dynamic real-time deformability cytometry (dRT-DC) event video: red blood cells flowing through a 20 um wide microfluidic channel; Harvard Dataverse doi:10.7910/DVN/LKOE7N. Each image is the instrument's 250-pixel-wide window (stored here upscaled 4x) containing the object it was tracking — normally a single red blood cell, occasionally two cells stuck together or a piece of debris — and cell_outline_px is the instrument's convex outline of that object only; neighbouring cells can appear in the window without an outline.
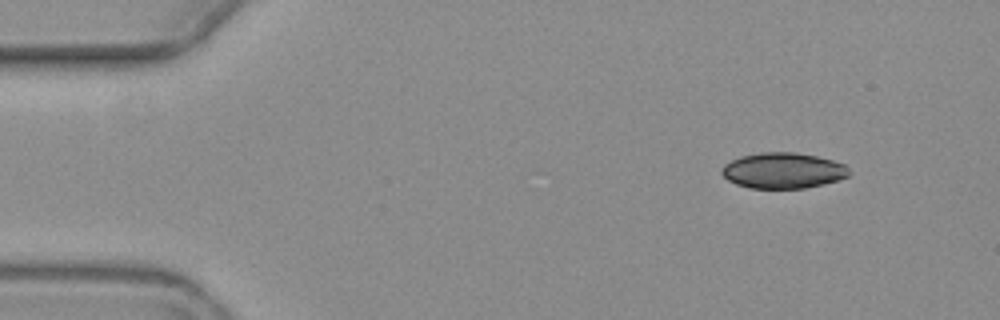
{"species": "common noctule bat (a hibernating species)", "species_latin": "Nyctalus noctula", "temperature_condition": "warm", "stored_images_in_passage": 4, "camera_frame_rate_fps": 3000, "um_per_image_px": 0.085, "animal": {"sex": "female", "body_mass_g": 19.3, "forearm_length_mm": 54.1}, "frame": {"image": 1, "passage_image": 1, "time_ms": 0.0, "image_size_px": [1000, 320], "cell_outline_px": [[848, 176], [824, 184], [804, 188], [748, 188], [736, 184], [728, 180], [720, 172], [724, 164], [740, 156], [760, 152], [792, 152], [816, 156], [832, 160], [844, 164], [848, 168]], "centroid_in_image_um": [66.52, 14.49], "position_along_channel_um": 18.5, "area_um2": 26.41}}
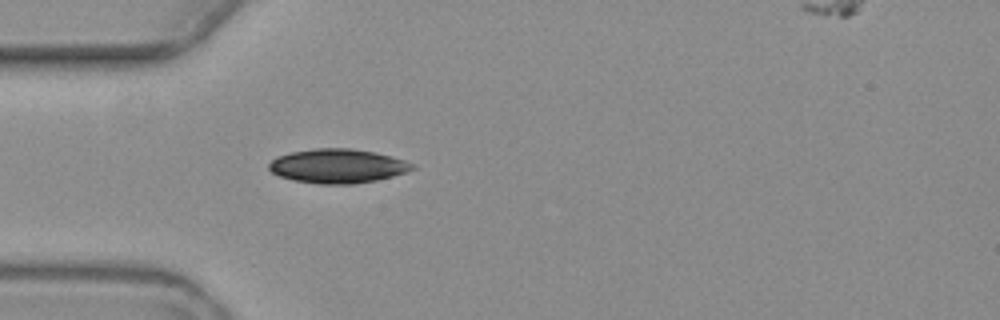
{"frame": {"image": 2, "passage_image": 4, "time_ms": 3.667, "image_size_px": [1000, 320], "cell_outline_px": [[416, 168], [392, 176], [376, 180], [352, 184], [320, 184], [292, 180], [280, 176], [272, 172], [268, 168], [268, 164], [276, 156], [292, 152], [316, 148], [352, 148], [376, 152], [392, 156], [416, 164]], "centroid_in_image_um": [28.7, 14.1], "position_along_channel_um": 56.3, "area_um2": 28.61}}